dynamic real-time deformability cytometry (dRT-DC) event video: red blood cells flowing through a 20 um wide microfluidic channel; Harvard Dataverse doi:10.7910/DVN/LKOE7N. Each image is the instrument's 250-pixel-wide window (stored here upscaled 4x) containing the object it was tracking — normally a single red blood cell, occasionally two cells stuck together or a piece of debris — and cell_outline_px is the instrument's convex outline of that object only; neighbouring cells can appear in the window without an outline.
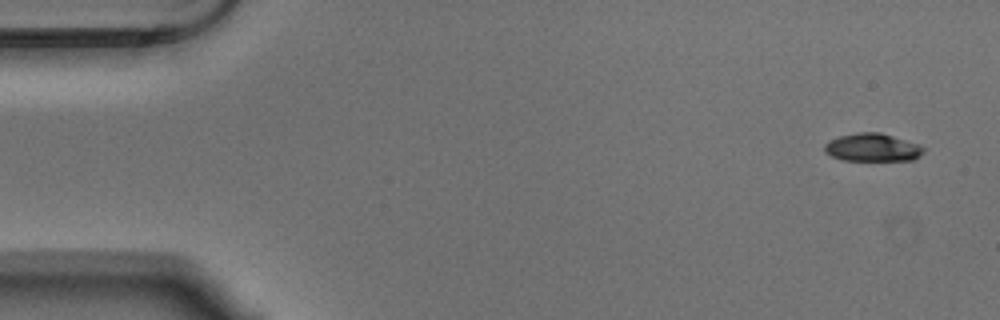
{"species": "Egyptian fruit bat (a non-hibernating species)", "species_latin": "Rousettus aegyptiacus", "temperature_condition": "warm", "stored_images_in_passage": 53, "camera_frame_rate_fps": 3000, "um_per_image_px": 0.085, "animal": {"sex": "male"}, "frame": {"image": 1, "passage_image": 1, "time_ms": 0.0, "image_size_px": [1000, 320], "cell_outline_px": [[924, 152], [920, 156], [912, 160], [844, 160], [832, 156], [824, 152], [824, 144], [828, 140], [840, 136], [856, 132], [880, 132], [920, 144], [924, 148]], "centroid_in_image_um": [74.16, 12.53], "position_along_channel_um": 10.8, "area_um2": 16.24}}
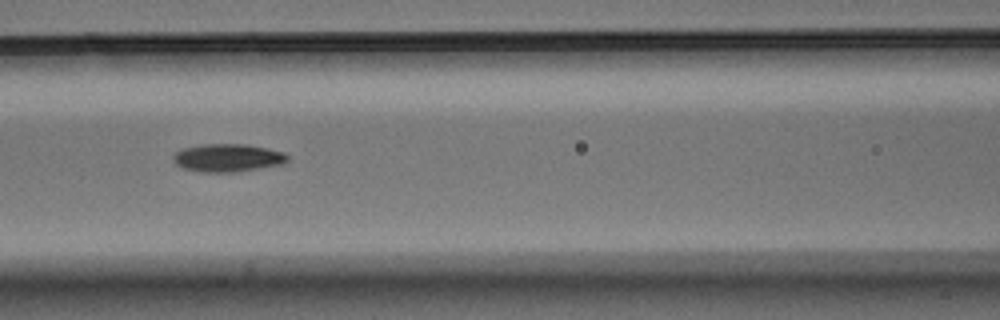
{"frame": {"image": 2, "passage_image": 22, "time_ms": 7.0, "image_size_px": [1000, 320], "cell_outline_px": [[288, 160], [284, 164], [236, 172], [200, 172], [184, 168], [176, 164], [172, 160], [172, 156], [176, 152], [184, 148], [204, 144], [244, 144], [268, 148], [284, 152], [288, 156]], "centroid_in_image_um": [19.37, 13.42], "position_along_channel_um": 147.2, "area_um2": 18.67}}
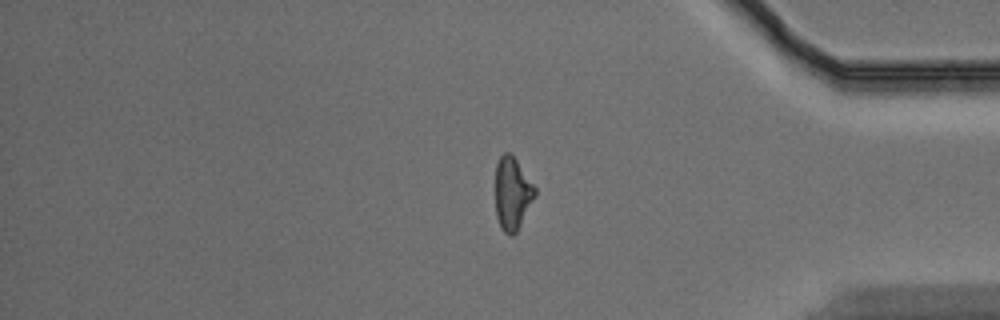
{"frame": {"image": 3, "passage_image": 44, "time_ms": 14.333, "image_size_px": [1000, 320], "cell_outline_px": [[536, 196], [516, 232], [512, 236], [508, 236], [500, 228], [496, 216], [496, 164], [500, 156], [504, 152], [508, 152], [516, 160], [536, 188]], "centroid_in_image_um": [43.54, 16.48], "position_along_channel_um": 391.7, "area_um2": 16.7}, "authors_computed_cell_mechanics": {"area_um2": 17.3978, "velocity_mm_per_s": 3.6637, "shape_relaxation_time_tau1_ms": 5.0787, "shape_relaxation_time_tau2_ms": 3.1226, "deformation_change_tau1": 0.17, "deformation_change_tau2": 0.1023}}